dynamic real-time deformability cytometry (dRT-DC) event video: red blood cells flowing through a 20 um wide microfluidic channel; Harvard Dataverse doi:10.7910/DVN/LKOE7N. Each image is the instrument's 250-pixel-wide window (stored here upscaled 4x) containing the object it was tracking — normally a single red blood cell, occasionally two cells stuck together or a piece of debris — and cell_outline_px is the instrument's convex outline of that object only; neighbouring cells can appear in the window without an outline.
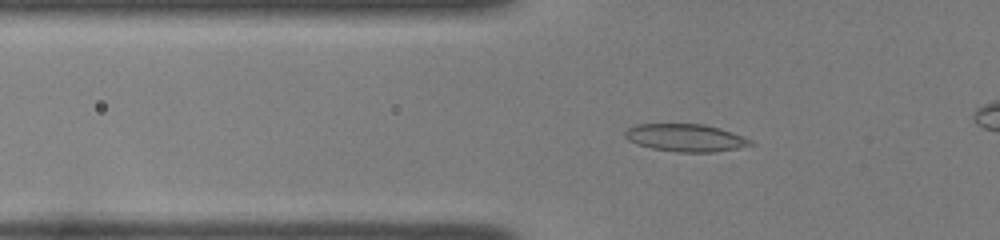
{"species": "common noctule bat (a hibernating species)", "species_latin": "Nyctalus noctula", "temperature_condition": "room temperature", "stored_images_in_passage": 40, "camera_frame_rate_fps": 3000, "um_per_image_px": 0.085, "animal": {"sex": "female", "body_mass_g": 22.0, "forearm_length_mm": 56.7}, "frame": {"image": 1, "passage_image": 11, "time_ms": 3.333, "image_size_px": [1000, 240], "cell_outline_px": [[756, 144], [736, 148], [712, 152], [676, 152], [652, 148], [636, 144], [628, 140], [624, 136], [624, 132], [628, 128], [636, 124], [704, 124], [720, 128], [752, 140]], "centroid_in_image_um": [58.25, 11.71], "position_along_channel_um": 67.6, "area_um2": 20.11}}
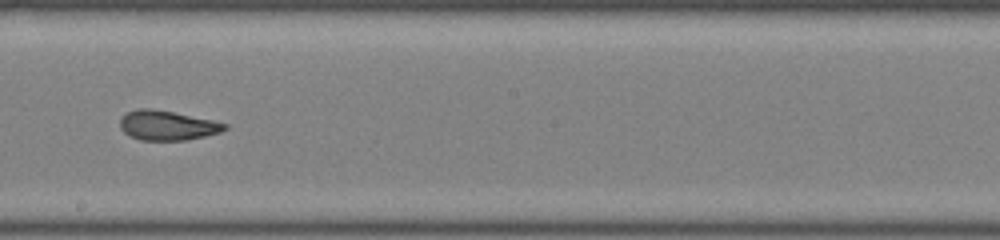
{"frame": {"image": 2, "passage_image": 24, "time_ms": 7.667, "image_size_px": [1000, 240], "cell_outline_px": [[228, 128], [220, 132], [204, 136], [184, 140], [140, 140], [128, 136], [120, 128], [120, 120], [128, 112], [136, 108], [152, 108], [212, 120], [228, 124]], "centroid_in_image_um": [14.2, 10.66], "position_along_channel_um": 234.0, "area_um2": 17.98}}
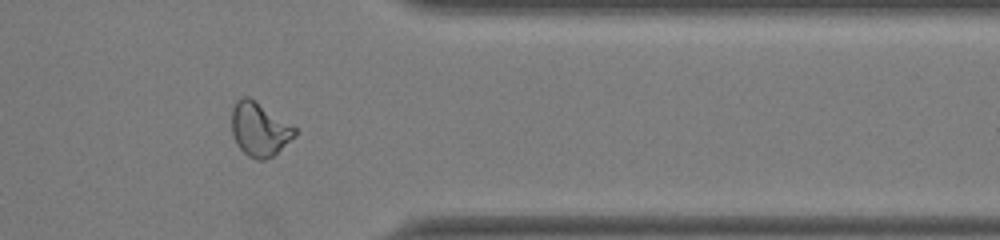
{"frame": {"image": 3, "passage_image": 36, "time_ms": 11.667, "image_size_px": [1000, 240], "cell_outline_px": [[296, 136], [272, 156], [264, 160], [256, 160], [248, 156], [236, 144], [232, 136], [232, 108], [236, 100], [240, 96], [248, 96], [296, 128]], "centroid_in_image_um": [22.02, 10.99], "position_along_channel_um": 389.4, "area_um2": 19.65}}